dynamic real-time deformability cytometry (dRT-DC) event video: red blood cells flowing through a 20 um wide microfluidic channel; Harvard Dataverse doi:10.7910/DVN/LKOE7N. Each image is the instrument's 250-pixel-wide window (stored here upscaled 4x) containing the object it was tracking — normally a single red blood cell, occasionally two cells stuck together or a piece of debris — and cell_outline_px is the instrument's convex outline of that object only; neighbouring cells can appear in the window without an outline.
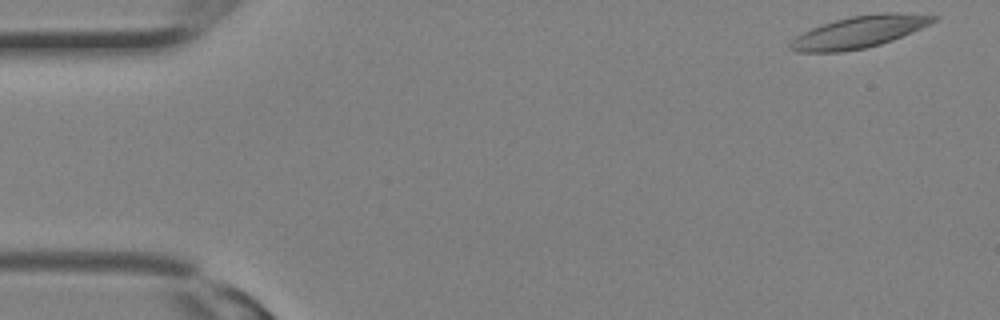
{"species": "Egyptian fruit bat (a non-hibernating species)", "species_latin": "Rousettus aegyptiacus", "temperature_condition": "room temperature", "stored_images_in_passage": 8, "camera_frame_rate_fps": 3000, "um_per_image_px": 0.085, "animal": {"sex": "female"}, "frame": {"image": 1, "passage_image": 1, "time_ms": 0.0, "image_size_px": [1000, 320], "cell_outline_px": [[940, 16], [936, 20], [912, 32], [892, 40], [880, 44], [864, 48], [840, 52], [796, 52], [788, 48], [788, 44], [796, 36], [812, 28], [836, 20], [852, 16], [880, 12], [896, 12]], "centroid_in_image_um": [73.01, 2.71], "position_along_channel_um": 12.0, "area_um2": 26.36}}